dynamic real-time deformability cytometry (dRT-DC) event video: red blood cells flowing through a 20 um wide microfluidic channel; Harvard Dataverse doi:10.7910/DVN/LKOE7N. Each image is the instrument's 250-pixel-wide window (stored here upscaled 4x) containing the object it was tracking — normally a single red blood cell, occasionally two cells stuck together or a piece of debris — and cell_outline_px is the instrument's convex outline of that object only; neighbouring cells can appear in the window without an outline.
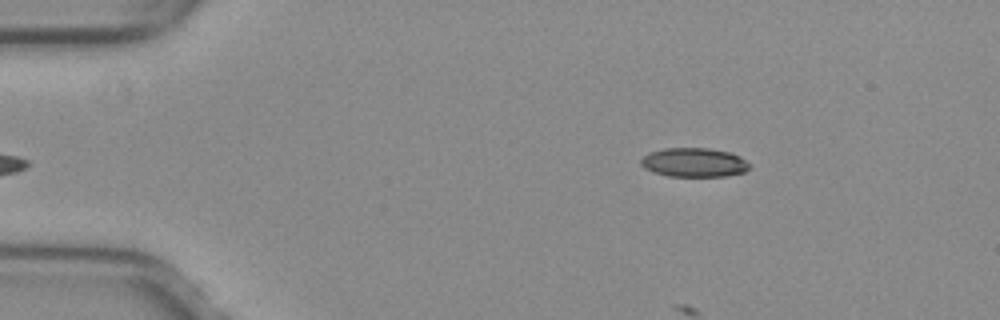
{"species": "common noctule bat (a hibernating species)", "species_latin": "Nyctalus noctula", "temperature_condition": "warm", "stored_images_in_passage": 30, "camera_frame_rate_fps": 3000, "um_per_image_px": 0.085, "animal": {"sex": "female", "body_mass_g": 29.2, "forearm_length_mm": 56.3}, "frame": {"image": 1, "passage_image": 2, "time_ms": 0.333, "image_size_px": [1000, 320], "cell_outline_px": [[748, 168], [744, 172], [724, 176], [668, 176], [644, 168], [640, 164], [640, 160], [648, 152], [664, 148], [708, 148], [728, 152], [740, 156], [748, 164]], "centroid_in_image_um": [58.95, 13.8], "position_along_channel_um": 26.1, "area_um2": 18.21}}